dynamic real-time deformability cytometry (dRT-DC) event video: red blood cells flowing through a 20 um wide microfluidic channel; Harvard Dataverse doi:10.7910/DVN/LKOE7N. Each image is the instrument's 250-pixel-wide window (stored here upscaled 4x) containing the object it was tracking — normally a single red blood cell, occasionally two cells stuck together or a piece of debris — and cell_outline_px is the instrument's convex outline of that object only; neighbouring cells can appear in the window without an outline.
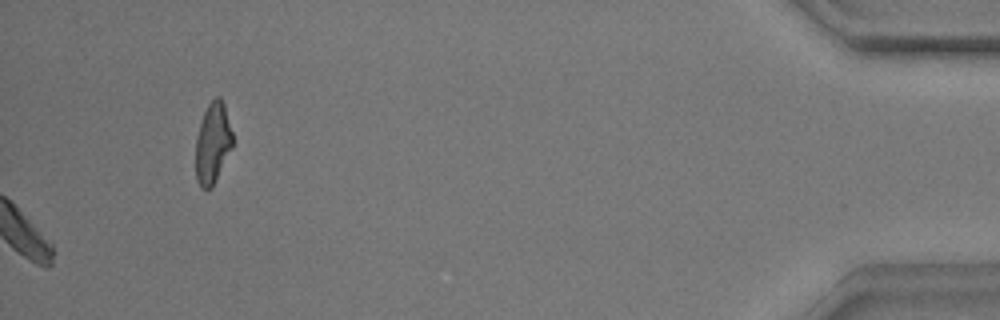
{"species": "common noctule bat (a hibernating species)", "species_latin": "Nyctalus noctula", "temperature_condition": "warm", "stored_images_in_passage": 39, "camera_frame_rate_fps": 3000, "um_per_image_px": 0.085, "animal": {"sex": "male", "body_mass_g": 17.9}, "frame": {"image": 1, "passage_image": 39, "time_ms": 12.667, "image_size_px": [1000, 320], "cell_outline_px": [[232, 148], [212, 188], [200, 188], [196, 180], [196, 136], [204, 112], [208, 104], [216, 96], [220, 96], [224, 104], [232, 132]], "centroid_in_image_um": [18.07, 12.18], "position_along_channel_um": 417.1, "area_um2": 17.34}, "authors_computed_cell_mechanics": {"area_um2": 18.2648, "velocity_mm_per_s": 3.5538, "shape_relaxation_time_tau1_ms": 3.8788, "shape_relaxation_time_tau2_ms": 3.451, "deformation_change_tau1": 0.1575, "deformation_change_tau2": 0.1347}}